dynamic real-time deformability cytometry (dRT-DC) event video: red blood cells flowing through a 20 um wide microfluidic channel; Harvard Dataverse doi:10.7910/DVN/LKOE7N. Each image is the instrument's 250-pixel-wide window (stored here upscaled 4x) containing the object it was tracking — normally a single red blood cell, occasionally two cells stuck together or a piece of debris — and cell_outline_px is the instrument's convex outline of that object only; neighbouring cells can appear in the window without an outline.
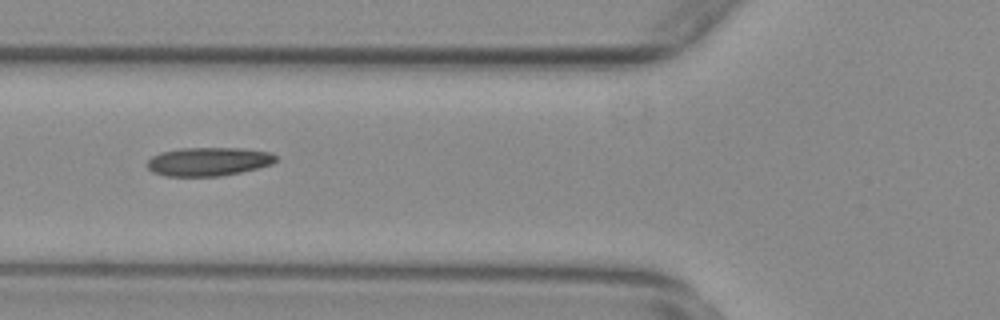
{"species": "common noctule bat (a hibernating species)", "species_latin": "Nyctalus noctula", "temperature_condition": "warm", "stored_images_in_passage": 40, "camera_frame_rate_fps": 3000, "um_per_image_px": 0.085, "animal": {"sex": "female", "body_mass_g": 29.2, "forearm_length_mm": 56.3}, "frame": {"image": 1, "passage_image": 6, "time_ms": 1.667, "image_size_px": [1000, 320], "cell_outline_px": [[276, 160], [272, 164], [240, 172], [220, 176], [164, 176], [152, 172], [148, 168], [148, 160], [152, 156], [160, 152], [180, 148], [240, 148], [272, 152], [276, 156]], "centroid_in_image_um": [17.7, 13.73], "position_along_channel_um": 108.1, "area_um2": 21.44}}
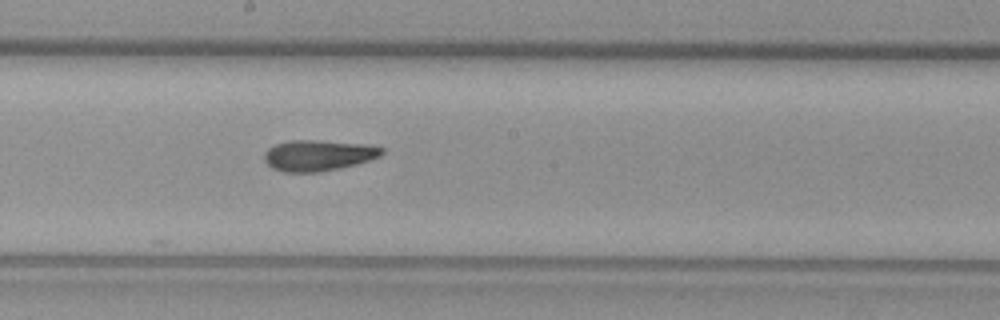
{"frame": {"image": 2, "passage_image": 15, "time_ms": 4.667, "image_size_px": [1000, 320], "cell_outline_px": [[384, 152], [380, 156], [372, 160], [340, 168], [320, 172], [284, 172], [272, 168], [264, 160], [264, 152], [268, 148], [276, 144], [292, 140], [316, 140], [368, 144], [384, 148]], "centroid_in_image_um": [27.08, 13.21], "position_along_channel_um": 221.1, "area_um2": 21.33}}
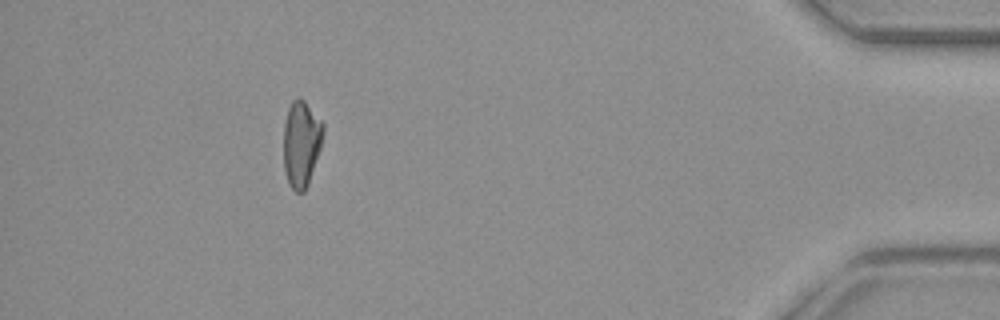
{"frame": {"image": 3, "passage_image": 35, "time_ms": 11.333, "image_size_px": [1000, 320], "cell_outline_px": [[324, 132], [320, 148], [308, 184], [304, 192], [296, 192], [288, 184], [284, 168], [284, 124], [288, 108], [292, 100], [300, 96], [304, 100], [324, 124]], "centroid_in_image_um": [25.6, 12.19], "position_along_channel_um": 409.6, "area_um2": 19.88}}